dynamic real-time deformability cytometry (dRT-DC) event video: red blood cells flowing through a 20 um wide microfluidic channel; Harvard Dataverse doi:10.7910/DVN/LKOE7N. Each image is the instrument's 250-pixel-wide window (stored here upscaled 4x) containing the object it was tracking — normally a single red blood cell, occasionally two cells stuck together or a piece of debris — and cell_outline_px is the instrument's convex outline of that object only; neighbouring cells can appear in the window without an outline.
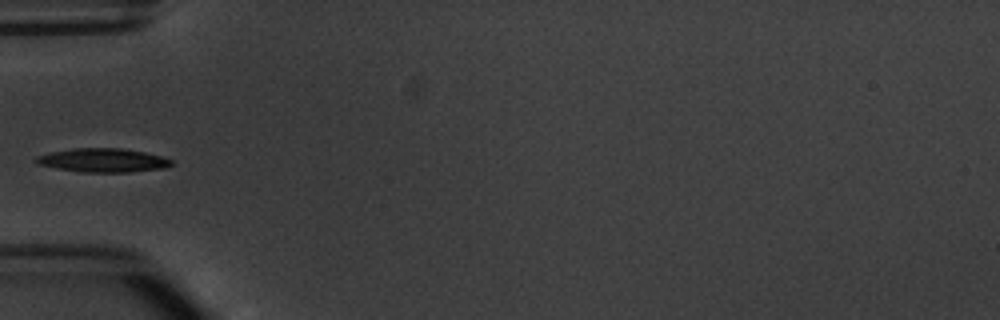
{"species": "common noctule bat (a hibernating species)", "species_latin": "Nyctalus noctula", "temperature_condition": "warm", "stored_images_in_passage": 7, "camera_frame_rate_fps": 3000, "um_per_image_px": 0.085, "animal": {"sex": "male", "body_mass_g": 20.1, "forearm_length_mm": 53.5}, "frame": {"image": 1, "passage_image": 5, "time_ms": 5.0, "image_size_px": [1000, 320], "cell_outline_px": [[172, 164], [164, 168], [128, 172], [80, 172], [56, 168], [36, 164], [32, 160], [36, 156], [52, 152], [72, 148], [120, 148], [144, 152], [160, 156], [172, 160]], "centroid_in_image_um": [8.69, 13.62], "position_along_channel_um": 76.3, "area_um2": 18.73}}
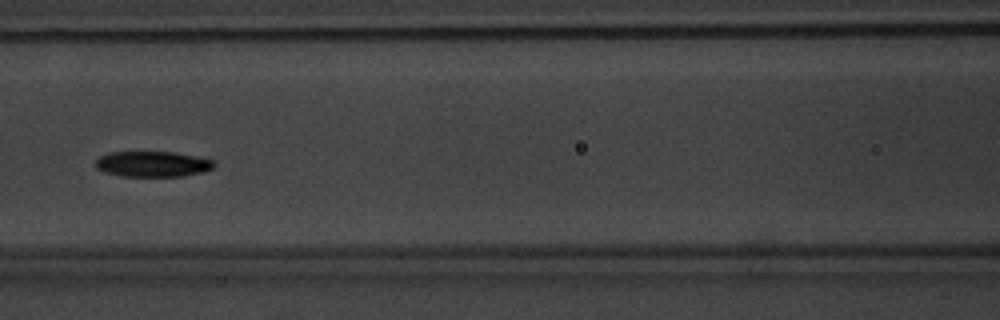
{"frame": {"image": 2, "passage_image": 7, "time_ms": 7.0, "image_size_px": [1000, 320], "cell_outline_px": [[216, 164], [212, 168], [204, 172], [184, 176], [124, 176], [104, 172], [96, 168], [96, 160], [100, 156], [108, 152], [176, 152], [216, 160]], "centroid_in_image_um": [13.01, 13.94], "position_along_channel_um": 153.6, "area_um2": 17.8}}